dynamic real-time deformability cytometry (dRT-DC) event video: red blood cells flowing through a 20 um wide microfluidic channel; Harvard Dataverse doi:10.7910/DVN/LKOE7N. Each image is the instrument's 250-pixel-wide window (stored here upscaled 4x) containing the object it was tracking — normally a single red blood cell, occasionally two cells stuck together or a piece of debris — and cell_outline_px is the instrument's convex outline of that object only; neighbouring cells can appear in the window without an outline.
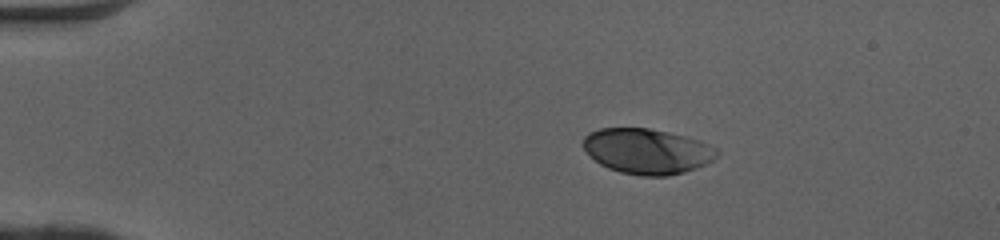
{"species": "human", "species_latin": "Homo sapiens", "temperature_condition": "cold", "stored_images_in_passage": 42, "camera_frame_rate_fps": 3000, "um_per_image_px": 0.085, "donor": {"sex": "female"}, "frame": {"image": 1, "passage_image": 1, "time_ms": 0.0, "image_size_px": [1000, 240], "cell_outline_px": [[720, 152], [712, 160], [696, 168], [684, 172], [668, 176], [640, 176], [620, 172], [608, 168], [600, 164], [580, 144], [584, 136], [588, 132], [600, 128], [648, 128], [668, 132], [684, 136], [708, 144], [716, 148]], "centroid_in_image_um": [54.97, 12.85], "position_along_channel_um": 30.0, "area_um2": 35.26}}
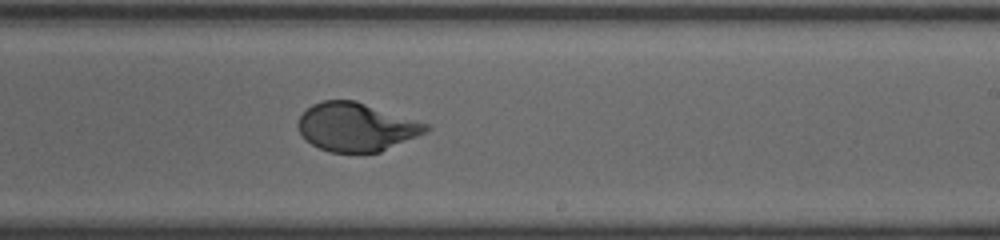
{"frame": {"image": 2, "passage_image": 23, "time_ms": 7.333, "image_size_px": [1000, 240], "cell_outline_px": [[432, 128], [428, 132], [380, 152], [332, 152], [320, 148], [312, 144], [300, 132], [296, 124], [300, 116], [312, 104], [324, 100], [356, 100], [432, 124]], "centroid_in_image_um": [30.35, 10.78], "position_along_channel_um": 258.6, "area_um2": 36.36}}
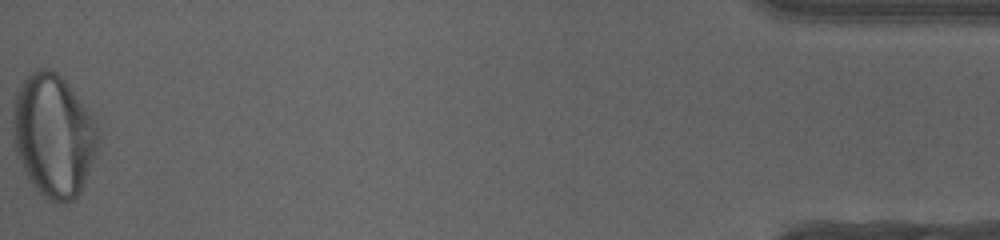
{"frame": {"image": 3, "passage_image": 42, "time_ms": 13.667, "image_size_px": [1000, 240], "cell_outline_px": [[100, 140], [96, 152], [80, 192], [72, 200], [64, 204], [56, 204], [44, 196], [32, 184], [16, 152], [12, 132], [12, 116], [16, 92], [24, 80], [36, 68], [48, 68], [56, 72], [68, 84], [92, 116]], "centroid_in_image_um": [4.53, 11.51], "position_along_channel_um": 430.7, "area_um2": 60.4}, "authors_computed_cell_mechanics": {"area_um2": 36.3273, "velocity_mm_per_s": 4.0986, "shape_relaxation_time_tau1_ms": 3.9294, "shape_relaxation_time_tau2_ms": null, "deformation_change_tau1": 0.1998, "deformation_change_tau2": null}}